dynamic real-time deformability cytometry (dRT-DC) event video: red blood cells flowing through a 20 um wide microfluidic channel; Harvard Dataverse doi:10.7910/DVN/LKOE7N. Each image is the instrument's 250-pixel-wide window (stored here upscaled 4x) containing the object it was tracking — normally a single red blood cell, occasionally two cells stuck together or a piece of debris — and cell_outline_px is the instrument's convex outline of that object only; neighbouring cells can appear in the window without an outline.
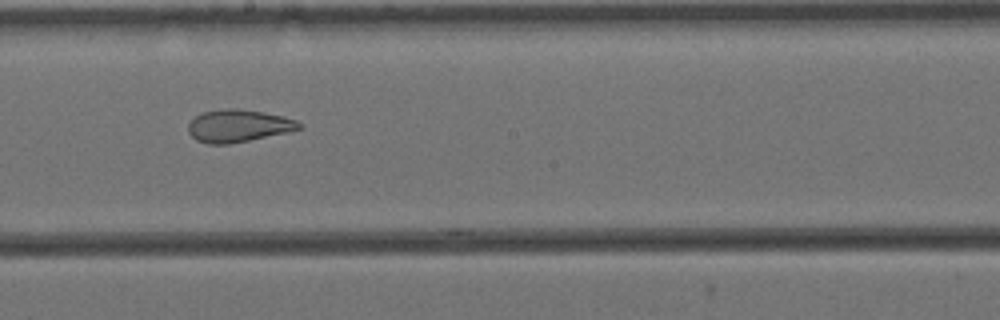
{"species": "Egyptian fruit bat (a non-hibernating species)", "species_latin": "Rousettus aegyptiacus", "temperature_condition": "cold", "stored_images_in_passage": 10, "camera_frame_rate_fps": 3000, "um_per_image_px": 0.085, "animal": {"sex": "female"}, "frame": {"image": 1, "passage_image": 9, "time_ms": 2.667, "image_size_px": [1000, 320], "cell_outline_px": [[304, 124], [300, 128], [288, 132], [228, 144], [208, 144], [196, 140], [188, 132], [188, 124], [196, 116], [204, 112], [232, 108], [236, 108], [264, 112], [284, 116], [296, 120]], "centroid_in_image_um": [20.27, 10.69], "position_along_channel_um": 227.9, "area_um2": 20.81}}